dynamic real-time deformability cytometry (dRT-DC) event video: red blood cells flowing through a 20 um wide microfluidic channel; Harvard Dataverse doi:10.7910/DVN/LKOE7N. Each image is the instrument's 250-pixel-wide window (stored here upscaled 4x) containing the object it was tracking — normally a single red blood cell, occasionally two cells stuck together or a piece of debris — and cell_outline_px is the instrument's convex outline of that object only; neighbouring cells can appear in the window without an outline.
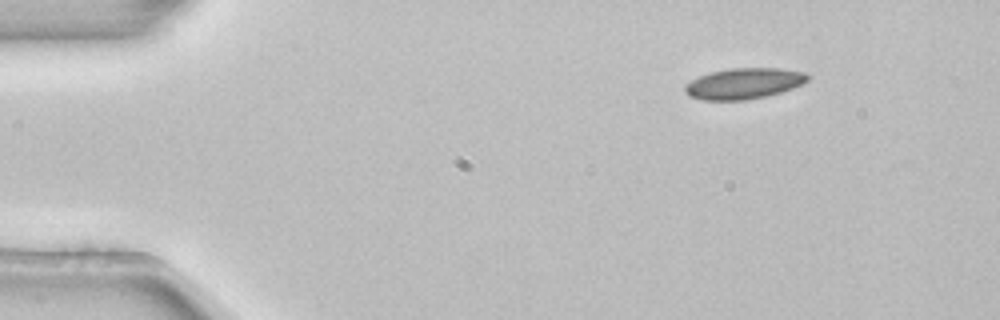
{"species": "common noctule bat (a hibernating species)", "species_latin": "Nyctalus noctula", "temperature_condition": "room temperature", "stored_images_in_passage": 3, "camera_frame_rate_fps": 3000, "um_per_image_px": 0.085, "animal": {"sex": "female", "body_mass_g": 22.7, "forearm_length_mm": 54.2}, "frame": {"image": 1, "passage_image": 1, "time_ms": 0.0, "image_size_px": [1000, 320], "cell_outline_px": [[808, 80], [804, 84], [780, 92], [764, 96], [744, 100], [704, 100], [688, 96], [684, 92], [684, 84], [708, 72], [732, 68], [780, 68], [804, 72], [808, 76]], "centroid_in_image_um": [63.2, 7.09], "position_along_channel_um": 21.8, "area_um2": 22.08}}